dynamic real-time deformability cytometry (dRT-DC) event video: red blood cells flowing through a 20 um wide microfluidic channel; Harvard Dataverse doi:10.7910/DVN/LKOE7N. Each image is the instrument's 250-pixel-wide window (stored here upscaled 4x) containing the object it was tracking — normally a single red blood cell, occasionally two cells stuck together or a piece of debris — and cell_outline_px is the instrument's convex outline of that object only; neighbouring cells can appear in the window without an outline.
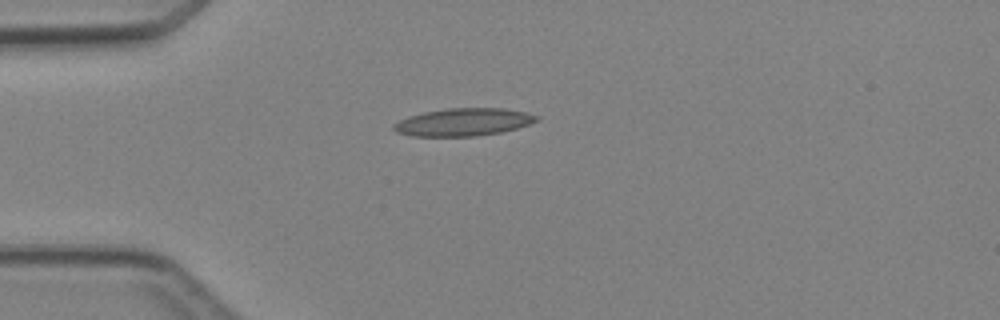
{"species": "Egyptian fruit bat (a non-hibernating species)", "species_latin": "Rousettus aegyptiacus", "temperature_condition": "cold", "stored_images_in_passage": 1, "camera_frame_rate_fps": 3000, "um_per_image_px": 0.085, "animal": {"sex": "female"}, "frame": {"image": 1, "passage_image": 1, "time_ms": 0.0, "image_size_px": [1000, 320], "cell_outline_px": [[540, 120], [516, 128], [500, 132], [476, 136], [412, 136], [396, 132], [392, 128], [392, 124], [408, 116], [424, 112], [448, 108], [504, 108], [524, 112], [540, 116]], "centroid_in_image_um": [39.37, 10.37], "position_along_channel_um": 45.6, "area_um2": 23.0}}